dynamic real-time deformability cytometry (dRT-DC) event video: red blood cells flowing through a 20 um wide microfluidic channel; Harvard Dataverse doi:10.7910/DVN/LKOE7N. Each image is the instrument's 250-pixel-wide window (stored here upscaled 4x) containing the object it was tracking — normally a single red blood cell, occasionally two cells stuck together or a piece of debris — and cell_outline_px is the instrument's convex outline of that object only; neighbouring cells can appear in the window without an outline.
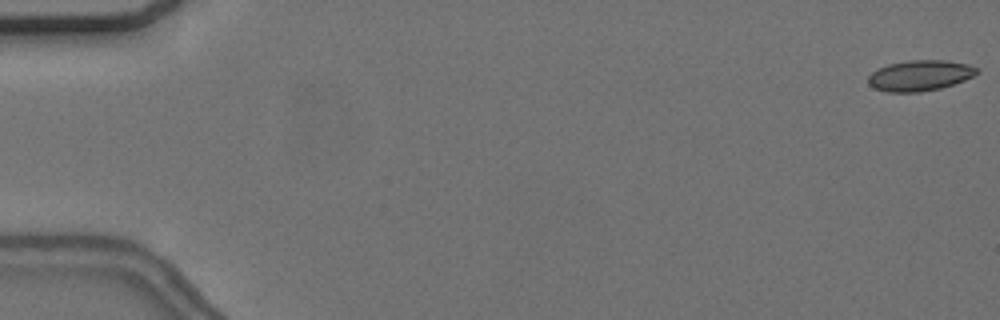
{"species": "common noctule bat (a hibernating species)", "species_latin": "Nyctalus noctula", "temperature_condition": "cold", "stored_images_in_passage": 52, "camera_frame_rate_fps": 3000, "um_per_image_px": 0.085, "animal": {"sex": "female", "body_mass_g": 24.6, "forearm_length_mm": 56.2}, "frame": {"image": 1, "passage_image": 1, "time_ms": 0.0, "image_size_px": [1000, 320], "cell_outline_px": [[980, 72], [964, 80], [940, 88], [920, 92], [888, 92], [876, 88], [868, 84], [868, 76], [872, 72], [888, 64], [908, 60], [944, 60], [968, 64], [980, 68]], "centroid_in_image_um": [78.21, 6.41], "position_along_channel_um": 6.8, "area_um2": 19.36}}
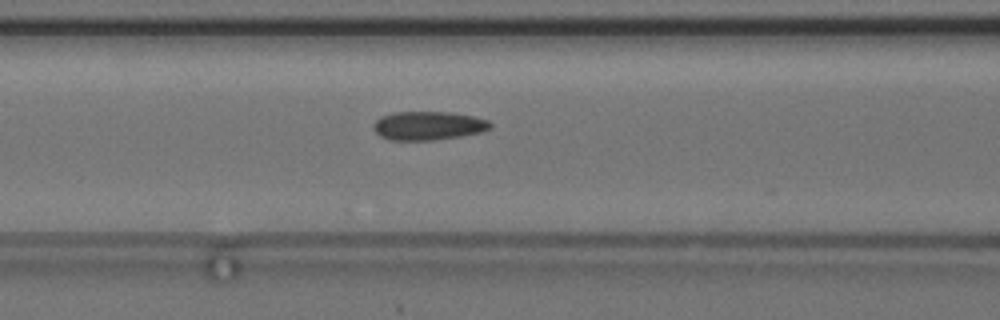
{"frame": {"image": 2, "passage_image": 24, "time_ms": 7.667, "image_size_px": [1000, 320], "cell_outline_px": [[492, 128], [480, 132], [460, 136], [432, 140], [388, 140], [380, 136], [372, 128], [372, 124], [380, 116], [392, 112], [452, 112], [472, 116], [488, 120], [492, 124]], "centroid_in_image_um": [36.36, 10.68], "position_along_channel_um": 130.2, "area_um2": 19.65}}
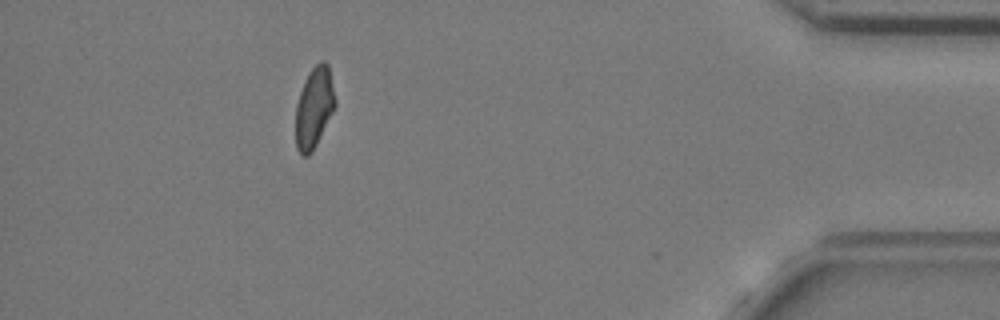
{"frame": {"image": 3, "passage_image": 51, "time_ms": 16.667, "image_size_px": [1000, 320], "cell_outline_px": [[336, 104], [312, 152], [308, 156], [304, 156], [296, 148], [296, 104], [300, 92], [312, 68], [320, 60], [324, 60], [328, 64], [336, 100]], "centroid_in_image_um": [26.7, 9.14], "position_along_channel_um": 408.5, "area_um2": 18.21}, "authors_computed_cell_mechanics": {"area_um2": 19.4497, "velocity_mm_per_s": 3.6822, "shape_relaxation_time_tau1_ms": null, "shape_relaxation_time_tau2_ms": 3.9955, "deformation_change_tau1": null, "deformation_change_tau2": 0.0916}}